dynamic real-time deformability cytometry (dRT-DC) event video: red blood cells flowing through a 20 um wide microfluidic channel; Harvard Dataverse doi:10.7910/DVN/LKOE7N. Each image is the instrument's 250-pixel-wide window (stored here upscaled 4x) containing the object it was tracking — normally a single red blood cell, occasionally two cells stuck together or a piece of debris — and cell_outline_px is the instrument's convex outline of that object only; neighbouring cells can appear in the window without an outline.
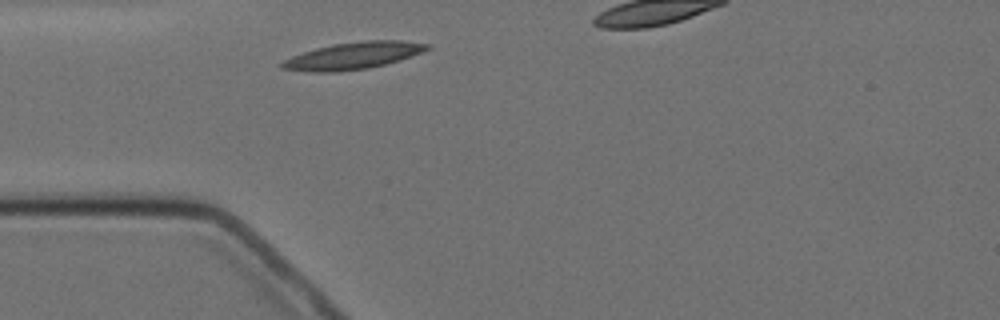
{"species": "Egyptian fruit bat (a non-hibernating species)", "species_latin": "Rousettus aegyptiacus", "temperature_condition": "cold", "stored_images_in_passage": 2, "segment_of_instrument_passage": [1, 2], "camera_frame_rate_fps": 3000, "um_per_image_px": 0.085, "animal": {"sex": "female"}, "frame": {"image": 1, "passage_image": 1, "time_ms": 0.0, "image_size_px": [1000, 320], "cell_outline_px": [[432, 48], [400, 60], [368, 68], [332, 72], [312, 72], [280, 68], [280, 64], [284, 60], [292, 56], [316, 48], [332, 44], [364, 40], [404, 40], [432, 44]], "centroid_in_image_um": [30.06, 4.72], "position_along_channel_um": 54.9, "area_um2": 22.83}}